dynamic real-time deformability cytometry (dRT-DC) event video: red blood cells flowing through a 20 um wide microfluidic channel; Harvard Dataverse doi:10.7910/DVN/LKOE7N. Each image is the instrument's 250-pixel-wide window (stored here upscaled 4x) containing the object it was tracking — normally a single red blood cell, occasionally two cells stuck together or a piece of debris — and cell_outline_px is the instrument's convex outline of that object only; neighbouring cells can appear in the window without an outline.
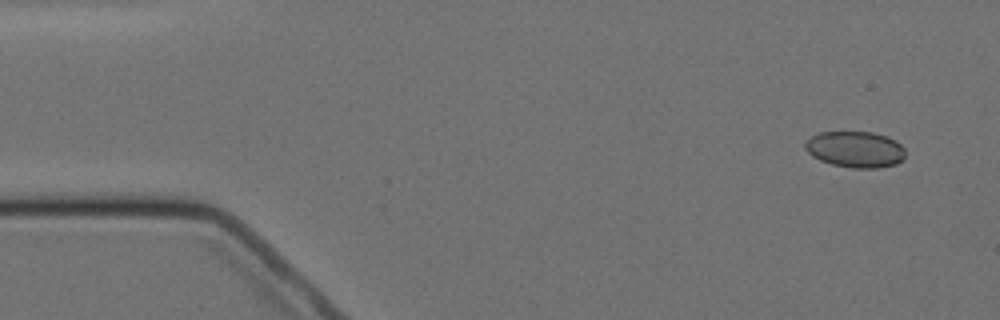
{"species": "Egyptian fruit bat (a non-hibernating species)", "species_latin": "Rousettus aegyptiacus", "temperature_condition": "cold", "stored_images_in_passage": 9, "camera_frame_rate_fps": 3000, "um_per_image_px": 0.085, "animal": {"sex": "female"}, "frame": {"image": 1, "passage_image": 2, "time_ms": 1.0, "image_size_px": [1000, 320], "cell_outline_px": [[904, 156], [896, 164], [876, 168], [852, 168], [832, 164], [820, 160], [812, 156], [804, 148], [804, 144], [812, 136], [820, 132], [872, 132], [888, 136], [896, 140], [904, 148]], "centroid_in_image_um": [72.7, 12.69], "position_along_channel_um": 12.3, "area_um2": 21.1}}
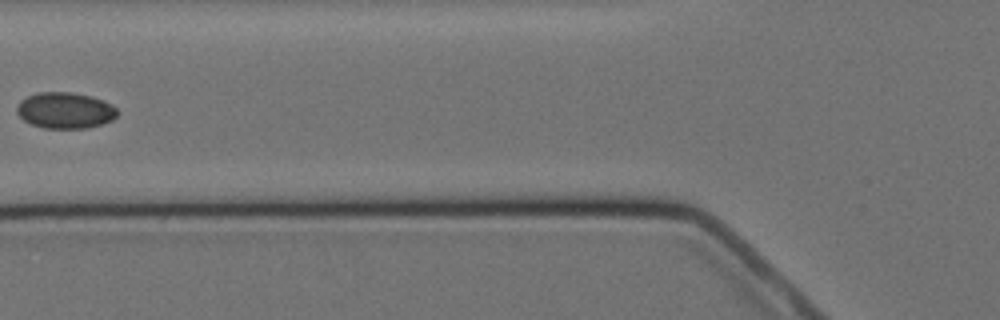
{"frame": {"image": 2, "passage_image": 7, "time_ms": 7.0, "image_size_px": [1000, 320], "cell_outline_px": [[120, 112], [112, 120], [100, 124], [84, 128], [44, 128], [32, 124], [24, 120], [16, 112], [16, 108], [20, 100], [28, 96], [40, 92], [68, 92], [92, 96], [104, 100], [116, 108]], "centroid_in_image_um": [5.54, 9.38], "position_along_channel_um": 120.3, "area_um2": 21.1}}
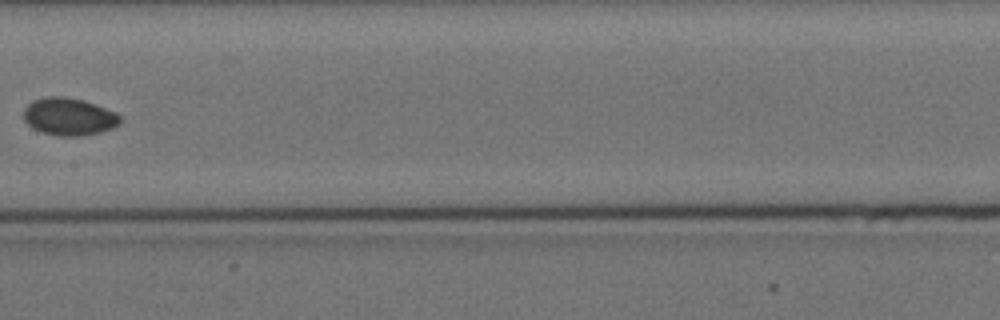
{"frame": {"image": 3, "passage_image": 9, "time_ms": 9.333, "image_size_px": [1000, 320], "cell_outline_px": [[120, 124], [112, 128], [100, 132], [84, 136], [60, 136], [40, 132], [32, 128], [24, 120], [24, 108], [32, 100], [44, 96], [64, 96], [84, 100], [96, 104], [116, 112], [120, 116]], "centroid_in_image_um": [5.85, 9.91], "position_along_channel_um": 201.5, "area_um2": 21.39}}